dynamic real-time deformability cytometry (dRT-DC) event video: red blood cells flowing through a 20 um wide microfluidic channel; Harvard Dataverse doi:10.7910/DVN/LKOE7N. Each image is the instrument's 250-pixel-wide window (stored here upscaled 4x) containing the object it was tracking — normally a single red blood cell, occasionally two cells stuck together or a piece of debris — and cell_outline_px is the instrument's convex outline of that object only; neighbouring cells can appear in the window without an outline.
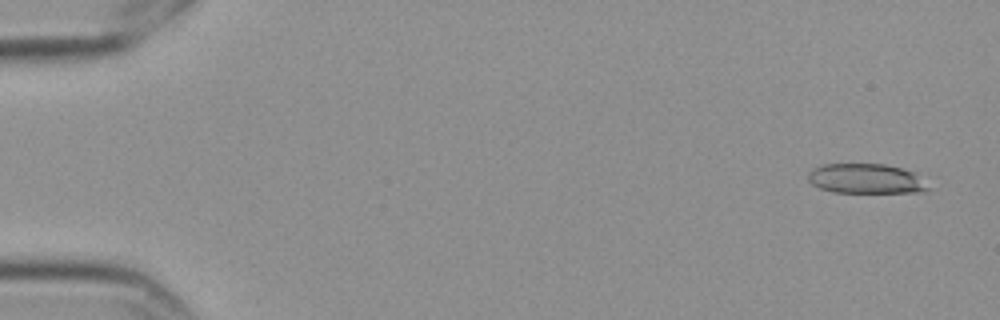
{"species": "Egyptian fruit bat (a non-hibernating species)", "species_latin": "Rousettus aegyptiacus", "temperature_condition": "cold", "stored_images_in_passage": 7, "camera_frame_rate_fps": 3000, "um_per_image_px": 0.085, "frame": {"image": 1, "passage_image": 1, "time_ms": 0.0, "image_size_px": [1000, 320], "cell_outline_px": [[928, 188], [924, 192], [836, 192], [820, 188], [812, 184], [808, 180], [808, 172], [812, 168], [820, 164], [884, 164], [900, 168], [912, 172]], "centroid_in_image_um": [73.5, 15.18], "position_along_channel_um": 11.5, "area_um2": 20.46}}
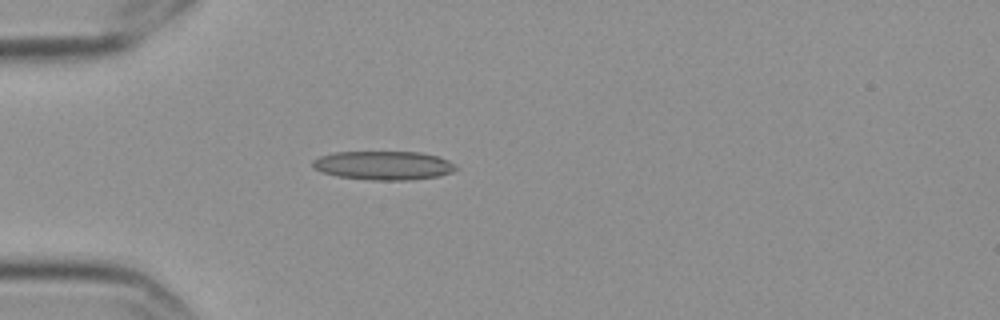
{"frame": {"image": 2, "passage_image": 5, "time_ms": 1.333, "image_size_px": [1000, 320], "cell_outline_px": [[460, 168], [452, 172], [440, 176], [412, 180], [368, 180], [336, 176], [312, 168], [312, 160], [320, 156], [336, 152], [420, 152], [440, 156], [456, 164]], "centroid_in_image_um": [32.65, 14.06], "position_along_channel_um": 52.4, "area_um2": 24.39}}
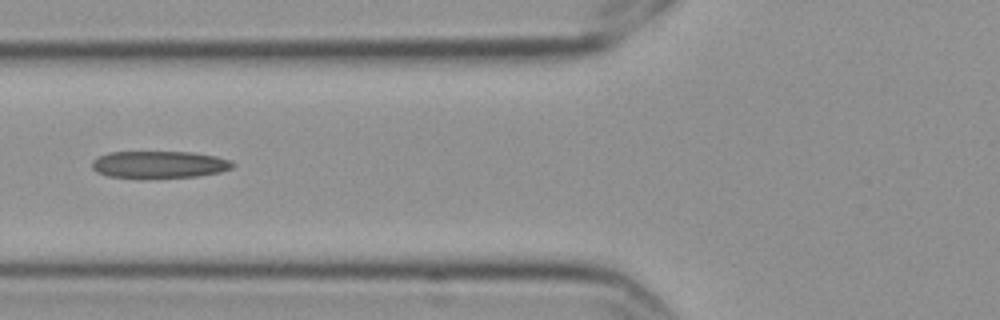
{"frame": {"image": 3, "passage_image": 7, "time_ms": 2.0, "image_size_px": [1000, 320], "cell_outline_px": [[236, 164], [232, 168], [220, 172], [196, 176], [108, 176], [96, 172], [92, 168], [92, 160], [108, 152], [192, 152], [216, 156], [232, 160]], "centroid_in_image_um": [13.57, 13.95], "position_along_channel_um": 112.2, "area_um2": 21.68}}